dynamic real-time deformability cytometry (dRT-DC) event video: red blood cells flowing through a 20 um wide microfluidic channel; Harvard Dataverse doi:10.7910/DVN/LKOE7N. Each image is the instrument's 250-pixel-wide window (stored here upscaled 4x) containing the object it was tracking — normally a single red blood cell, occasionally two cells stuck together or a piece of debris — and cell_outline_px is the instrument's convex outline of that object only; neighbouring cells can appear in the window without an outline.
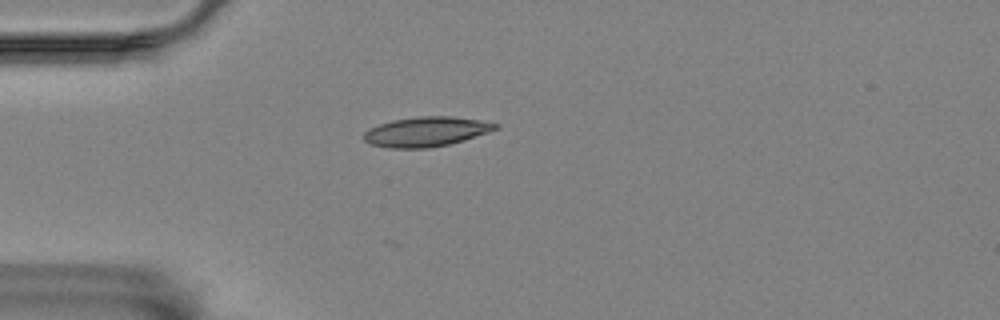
{"species": "Egyptian fruit bat (a non-hibernating species)", "species_latin": "Rousettus aegyptiacus", "temperature_condition": "room temperature", "stored_images_in_passage": 1, "camera_frame_rate_fps": 3000, "um_per_image_px": 0.085, "animal": {"sex": "female"}, "frame": {"image": 1, "passage_image": 1, "time_ms": 0.0, "image_size_px": [1000, 320], "cell_outline_px": [[500, 128], [488, 132], [448, 144], [428, 148], [392, 148], [372, 144], [364, 140], [364, 132], [368, 128], [392, 120], [420, 116], [452, 116], [480, 120], [500, 124]], "centroid_in_image_um": [36.23, 11.18], "position_along_channel_um": 48.8, "area_um2": 22.6}}